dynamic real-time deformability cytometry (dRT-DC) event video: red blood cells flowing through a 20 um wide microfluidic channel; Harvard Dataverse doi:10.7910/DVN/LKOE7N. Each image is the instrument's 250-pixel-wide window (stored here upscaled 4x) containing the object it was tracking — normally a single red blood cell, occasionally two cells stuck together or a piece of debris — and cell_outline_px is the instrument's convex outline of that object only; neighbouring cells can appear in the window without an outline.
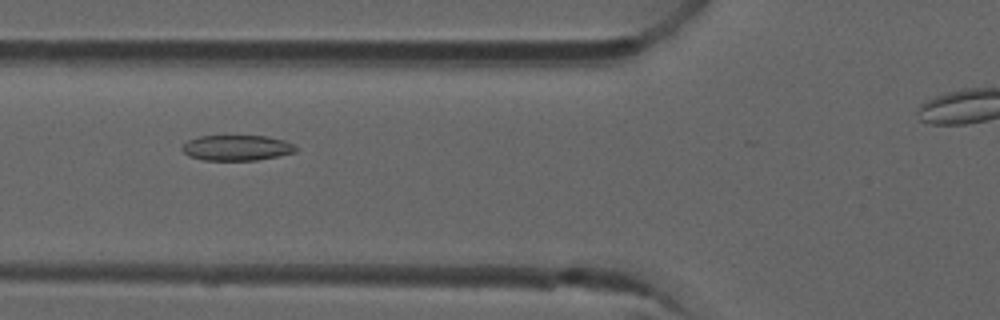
{"species": "common noctule bat (a hibernating species)", "species_latin": "Nyctalus noctula", "temperature_condition": "room temperature", "stored_images_in_passage": 32, "camera_frame_rate_fps": 3000, "um_per_image_px": 0.085, "animal": {"sex": "male", "forearm_length_mm": 52.5}, "frame": {"image": 1, "passage_image": 20, "time_ms": 6.333, "image_size_px": [1000, 320], "cell_outline_px": [[296, 152], [256, 160], [204, 160], [188, 156], [180, 148], [188, 140], [200, 136], [268, 136], [284, 140], [292, 144], [296, 148]], "centroid_in_image_um": [20.1, 12.56], "position_along_channel_um": 105.7, "area_um2": 16.76}}
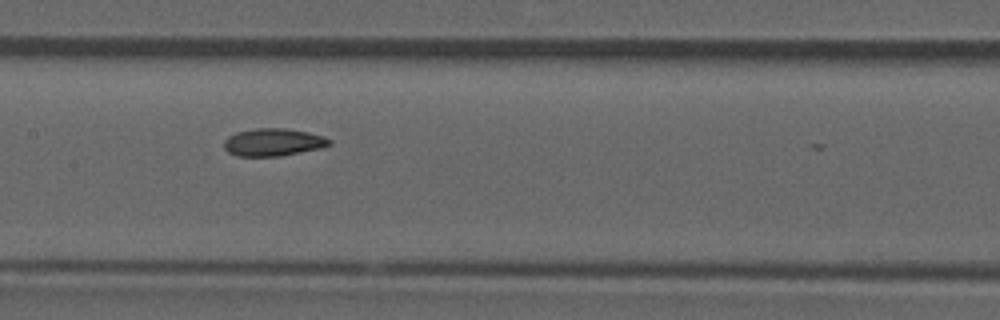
{"frame": {"image": 2, "passage_image": 26, "time_ms": 8.333, "image_size_px": [1000, 320], "cell_outline_px": [[332, 144], [320, 148], [280, 156], [236, 156], [228, 152], [224, 148], [224, 140], [228, 136], [236, 132], [256, 128], [288, 128], [308, 132], [332, 140]], "centroid_in_image_um": [23.19, 12.08], "position_along_channel_um": 184.2, "area_um2": 16.94}}
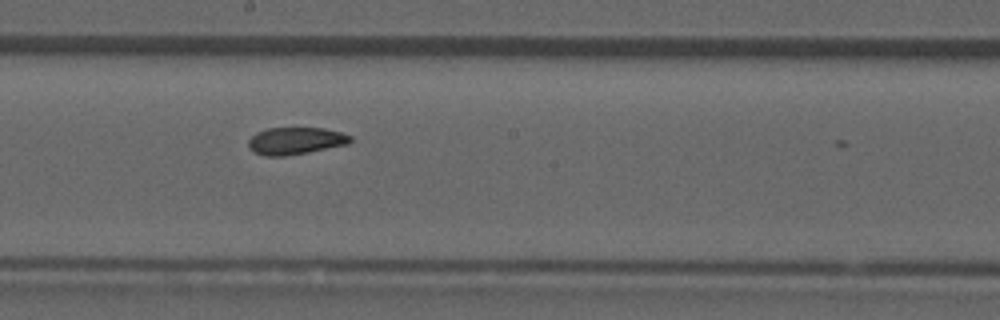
{"frame": {"image": 3, "passage_image": 29, "time_ms": 9.333, "image_size_px": [1000, 320], "cell_outline_px": [[352, 140], [348, 144], [308, 152], [284, 156], [264, 156], [248, 148], [248, 140], [256, 132], [268, 128], [324, 128], [340, 132], [352, 136]], "centroid_in_image_um": [25.11, 11.97], "position_along_channel_um": 223.1, "area_um2": 16.13}}